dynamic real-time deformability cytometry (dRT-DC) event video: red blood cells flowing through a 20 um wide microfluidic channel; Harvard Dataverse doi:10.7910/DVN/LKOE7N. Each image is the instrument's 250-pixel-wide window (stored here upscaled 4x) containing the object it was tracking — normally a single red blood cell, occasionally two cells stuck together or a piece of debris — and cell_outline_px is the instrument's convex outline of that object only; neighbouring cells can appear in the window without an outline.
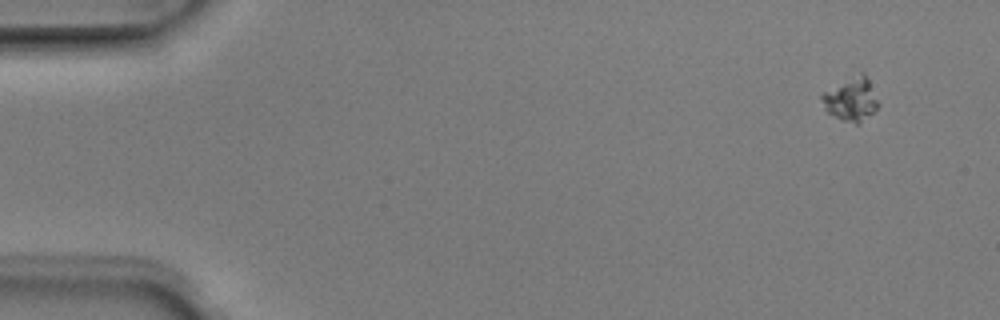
{"species": "Egyptian fruit bat (a non-hibernating species)", "species_latin": "Rousettus aegyptiacus", "temperature_condition": "room temperature", "stored_images_in_passage": 6, "camera_frame_rate_fps": 3000, "um_per_image_px": 0.085, "animal": {"sex": "male"}, "frame": {"image": 1, "passage_image": 1, "time_ms": 0.0, "image_size_px": [1000, 320], "cell_outline_px": [[880, 104], [860, 124], [856, 124], [844, 120], [828, 112], [824, 108], [820, 100], [820, 96], [824, 92], [852, 76], [860, 72], [864, 72]], "centroid_in_image_um": [72.34, 8.44], "position_along_channel_um": 12.7, "area_um2": 13.99}}
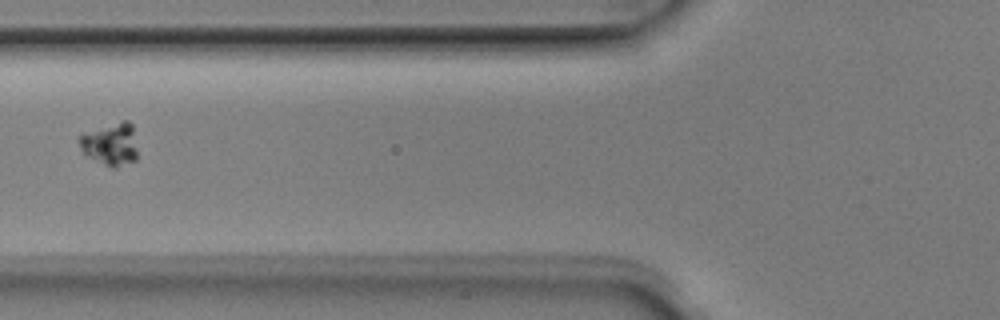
{"frame": {"image": 2, "passage_image": 5, "time_ms": 1.333, "image_size_px": [1000, 320], "cell_outline_px": [[136, 160], [116, 168], [112, 168], [88, 156], [80, 148], [80, 136], [124, 120], [128, 120], [132, 124], [136, 148]], "centroid_in_image_um": [9.44, 12.29], "position_along_channel_um": 116.4, "area_um2": 13.81}}
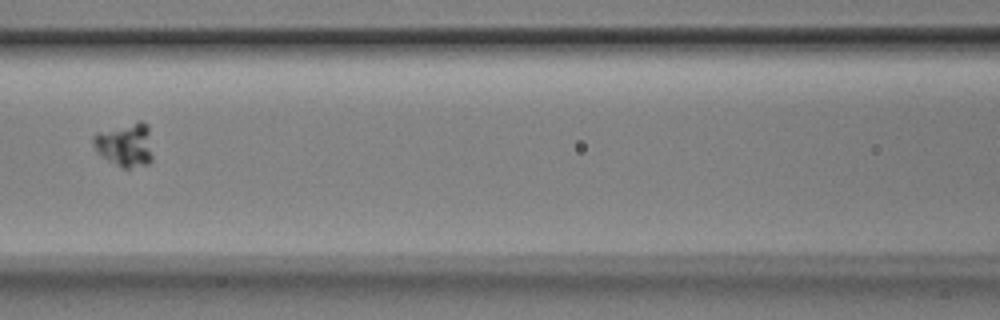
{"frame": {"image": 3, "passage_image": 6, "time_ms": 1.667, "image_size_px": [1000, 320], "cell_outline_px": [[152, 160], [148, 164], [128, 168], [124, 168], [108, 160], [96, 152], [92, 144], [92, 136], [96, 132], [140, 120], [148, 124], [152, 156]], "centroid_in_image_um": [10.62, 12.28], "position_along_channel_um": 156.0, "area_um2": 15.26}}